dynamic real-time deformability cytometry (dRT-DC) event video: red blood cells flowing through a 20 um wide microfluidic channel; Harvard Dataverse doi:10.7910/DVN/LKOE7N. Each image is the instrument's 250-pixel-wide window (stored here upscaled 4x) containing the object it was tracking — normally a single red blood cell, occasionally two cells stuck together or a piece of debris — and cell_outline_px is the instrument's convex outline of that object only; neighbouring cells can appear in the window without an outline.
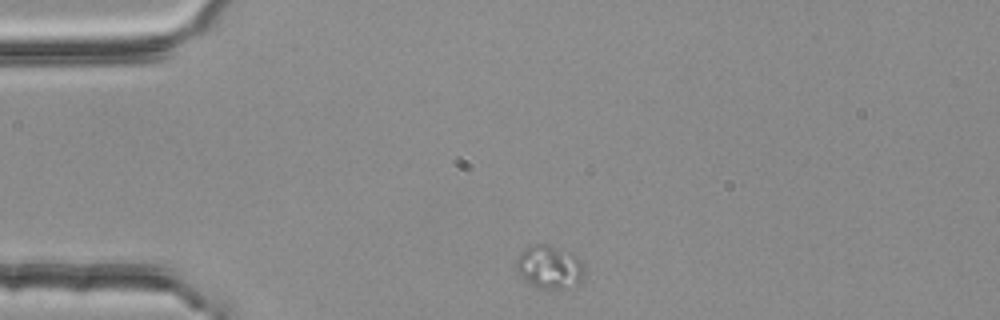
{"species": "common noctule bat (a hibernating species)", "species_latin": "Nyctalus noctula", "temperature_condition": "room temperature", "stored_images_in_passage": 2, "camera_frame_rate_fps": 3000, "um_per_image_px": 0.085, "animal": {"sex": "female", "body_mass_g": 25.1}, "frame": {"image": 1, "passage_image": 1, "time_ms": 0.0, "image_size_px": [1000, 320], "cell_outline_px": [[584, 276], [580, 284], [560, 288], [540, 288], [532, 284], [516, 272], [516, 260], [524, 248], [532, 244], [544, 244], [572, 252], [580, 260], [584, 268]], "centroid_in_image_um": [46.71, 22.68], "position_along_channel_um": 38.3, "area_um2": 17.05}}